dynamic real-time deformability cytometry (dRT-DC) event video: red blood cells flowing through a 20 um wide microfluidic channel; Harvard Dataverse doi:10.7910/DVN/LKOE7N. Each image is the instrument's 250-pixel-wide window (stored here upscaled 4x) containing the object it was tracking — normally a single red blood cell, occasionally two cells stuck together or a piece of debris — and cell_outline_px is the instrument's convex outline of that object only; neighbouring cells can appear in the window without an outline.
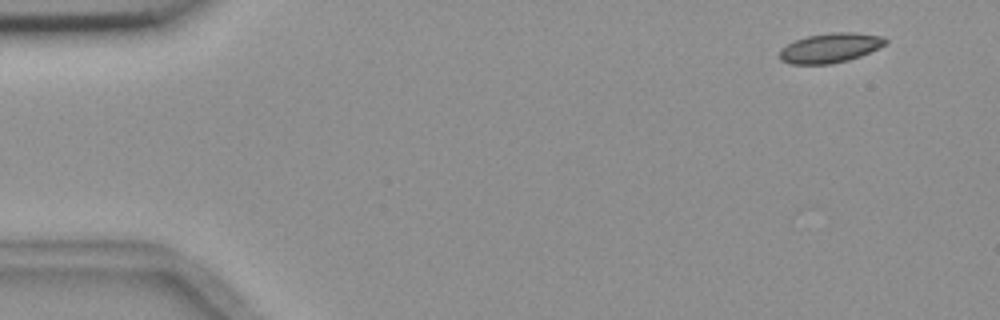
{"species": "common noctule bat (a hibernating species)", "species_latin": "Nyctalus noctula", "temperature_condition": "room temperature", "stored_images_in_passage": 5, "camera_frame_rate_fps": 3000, "um_per_image_px": 0.085, "animal": {"sex": "female", "body_mass_g": 18.4}, "frame": {"image": 1, "passage_image": 2, "time_ms": 1.0, "image_size_px": [1000, 320], "cell_outline_px": [[888, 44], [860, 56], [848, 60], [832, 64], [792, 64], [780, 60], [780, 48], [796, 40], [808, 36], [832, 32], [852, 32], [884, 36], [888, 40]], "centroid_in_image_um": [70.6, 4.07], "position_along_channel_um": 14.4, "area_um2": 18.32}}